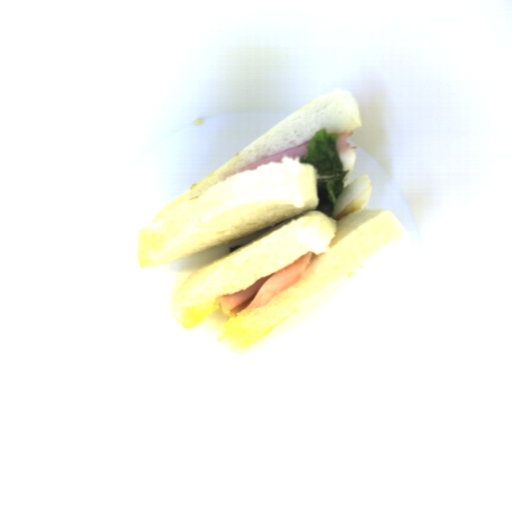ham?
<instances>
[{
	"instance_id": "ham-2",
	"label": "ham",
	"mask_w": 512,
	"mask_h": 512,
	"mask_svg": "<svg viewBox=\"0 0 512 512\" xmlns=\"http://www.w3.org/2000/svg\"><path fill=\"white\" fill-rule=\"evenodd\" d=\"M311 140H309L308 142H306V143H304L302 145H299L297 147H294V148H291V149H288V150H285V151H282V152L270 155L268 157L259 159L257 161L252 162V163H249V164L243 166L242 168L236 170L232 174L228 175L227 177H225L224 180H227L230 177H232L233 175L240 174V173L245 172V171H257L260 165H268L270 162L282 163L281 160H282V158L284 156H287L288 158H292V160L295 157H305L306 158L308 156V154H309V152H308L306 147H307L308 143Z\"/></svg>"
},
{
	"instance_id": "ham-1",
	"label": "ham",
	"mask_w": 512,
	"mask_h": 512,
	"mask_svg": "<svg viewBox=\"0 0 512 512\" xmlns=\"http://www.w3.org/2000/svg\"><path fill=\"white\" fill-rule=\"evenodd\" d=\"M315 259L312 251L299 257L292 264L252 282L246 289L219 296L215 305H221L223 315L237 316L241 311L259 309L278 294L297 284Z\"/></svg>"
},
{
	"instance_id": "ham-3",
	"label": "ham",
	"mask_w": 512,
	"mask_h": 512,
	"mask_svg": "<svg viewBox=\"0 0 512 512\" xmlns=\"http://www.w3.org/2000/svg\"><path fill=\"white\" fill-rule=\"evenodd\" d=\"M353 135V131L338 134V139L336 141L335 147L337 149V153H344L351 150H356V145H351L350 142H347V139Z\"/></svg>"
}]
</instances>
